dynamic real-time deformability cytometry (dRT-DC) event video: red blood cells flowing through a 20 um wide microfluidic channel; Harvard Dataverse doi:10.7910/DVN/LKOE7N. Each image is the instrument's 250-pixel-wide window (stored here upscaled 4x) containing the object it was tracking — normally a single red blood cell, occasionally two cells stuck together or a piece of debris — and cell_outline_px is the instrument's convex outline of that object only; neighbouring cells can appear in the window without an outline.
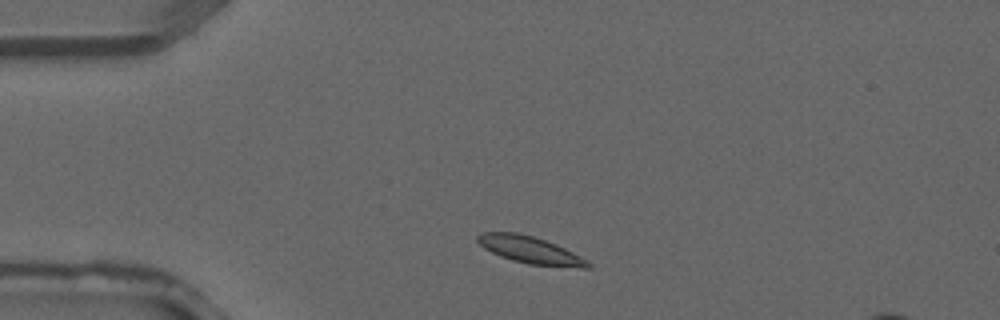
{"species": "common noctule bat (a hibernating species)", "species_latin": "Nyctalus noctula", "temperature_condition": "warm", "stored_images_in_passage": 2, "camera_frame_rate_fps": 3000, "um_per_image_px": 0.085, "animal": {"sex": "male", "forearm_length_mm": 52.5}, "frame": {"image": 1, "passage_image": 1, "time_ms": 0.0, "image_size_px": [1000, 320], "cell_outline_px": [[592, 268], [580, 268], [528, 264], [512, 260], [500, 256], [484, 248], [476, 240], [476, 236], [484, 232], [516, 232], [532, 236], [556, 244], [588, 260], [592, 264]], "centroid_in_image_um": [45.09, 21.26], "position_along_channel_um": 39.9, "area_um2": 17.4}}